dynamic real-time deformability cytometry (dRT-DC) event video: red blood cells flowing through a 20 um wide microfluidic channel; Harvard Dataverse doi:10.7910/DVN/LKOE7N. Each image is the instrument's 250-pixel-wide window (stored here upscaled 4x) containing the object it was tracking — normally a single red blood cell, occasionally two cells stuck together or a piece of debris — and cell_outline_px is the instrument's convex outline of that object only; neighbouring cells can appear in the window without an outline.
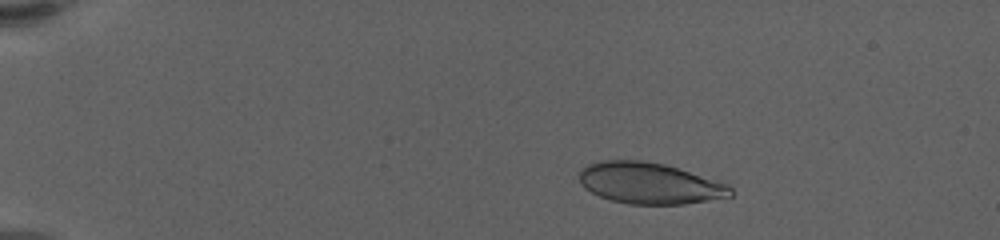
{"species": "human", "species_latin": "Homo sapiens", "temperature_condition": "warm", "stored_images_in_passage": 60, "camera_frame_rate_fps": 3000, "um_per_image_px": 0.085, "donor": {"sex": "female"}, "frame": {"image": 1, "passage_image": 10, "time_ms": 3.0, "image_size_px": [1000, 240], "cell_outline_px": [[732, 196], [684, 204], [628, 204], [612, 200], [600, 196], [584, 188], [580, 184], [576, 176], [580, 168], [588, 164], [600, 160], [640, 160], [664, 164], [728, 184], [732, 188]], "centroid_in_image_um": [55.14, 15.57], "position_along_channel_um": 29.9, "area_um2": 36.41}}
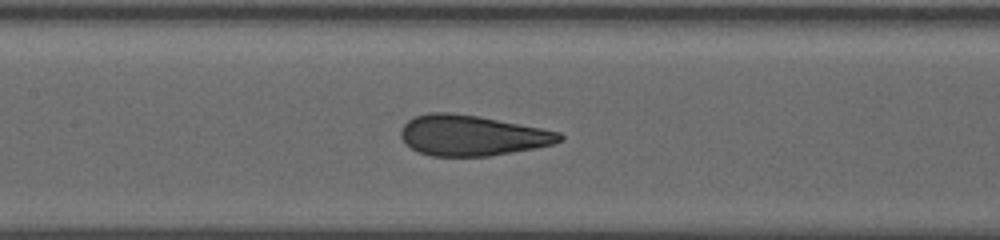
{"frame": {"image": 2, "passage_image": 30, "time_ms": 9.667, "image_size_px": [1000, 240], "cell_outline_px": [[564, 140], [552, 144], [536, 148], [488, 156], [432, 156], [420, 152], [412, 148], [400, 136], [400, 128], [408, 120], [416, 116], [428, 112], [444, 112], [476, 116], [540, 128], [560, 132], [564, 136]], "centroid_in_image_um": [40.12, 11.52], "position_along_channel_um": 167.3, "area_um2": 37.11}}
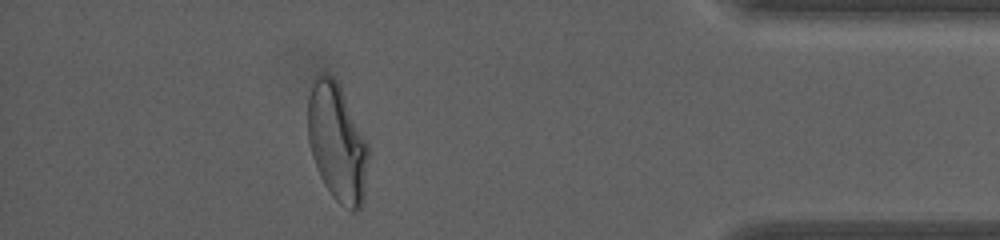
{"frame": {"image": 3, "passage_image": 54, "time_ms": 17.667, "image_size_px": [1000, 240], "cell_outline_px": [[368, 160], [364, 196], [360, 208], [356, 212], [352, 212], [340, 204], [332, 196], [324, 184], [316, 168], [312, 156], [308, 140], [308, 100], [312, 80], [316, 76], [328, 72], [336, 80], [368, 144]], "centroid_in_image_um": [28.64, 12.14], "position_along_channel_um": 406.6, "area_um2": 41.33}, "authors_computed_cell_mechanics": {"area_um2": 37.4544, "velocity_mm_per_s": 3.436, "shape_relaxation_time_tau1_ms": 6.2751, "shape_relaxation_time_tau2_ms": null, "deformation_change_tau1": 0.2222, "deformation_change_tau2": null}}